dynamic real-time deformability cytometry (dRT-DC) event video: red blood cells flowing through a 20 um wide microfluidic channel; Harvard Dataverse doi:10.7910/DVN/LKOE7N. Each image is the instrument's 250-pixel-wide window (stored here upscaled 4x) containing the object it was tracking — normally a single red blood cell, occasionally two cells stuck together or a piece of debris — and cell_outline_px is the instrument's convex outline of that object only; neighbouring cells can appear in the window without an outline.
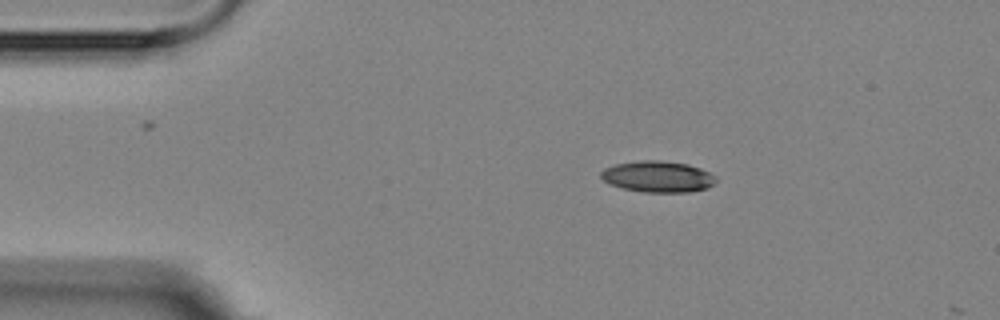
{"species": "Egyptian fruit bat (a non-hibernating species)", "species_latin": "Rousettus aegyptiacus", "temperature_condition": "room temperature", "stored_images_in_passage": 3, "camera_frame_rate_fps": 3000, "um_per_image_px": 0.085, "animal": {"sex": "female"}, "frame": {"image": 1, "passage_image": 1, "time_ms": 0.0, "image_size_px": [1000, 320], "cell_outline_px": [[716, 180], [708, 188], [688, 192], [644, 192], [620, 188], [608, 184], [600, 176], [600, 172], [604, 168], [616, 164], [640, 160], [660, 160], [688, 164], [700, 168], [716, 176]], "centroid_in_image_um": [55.89, 15.01], "position_along_channel_um": 29.1, "area_um2": 21.04}}